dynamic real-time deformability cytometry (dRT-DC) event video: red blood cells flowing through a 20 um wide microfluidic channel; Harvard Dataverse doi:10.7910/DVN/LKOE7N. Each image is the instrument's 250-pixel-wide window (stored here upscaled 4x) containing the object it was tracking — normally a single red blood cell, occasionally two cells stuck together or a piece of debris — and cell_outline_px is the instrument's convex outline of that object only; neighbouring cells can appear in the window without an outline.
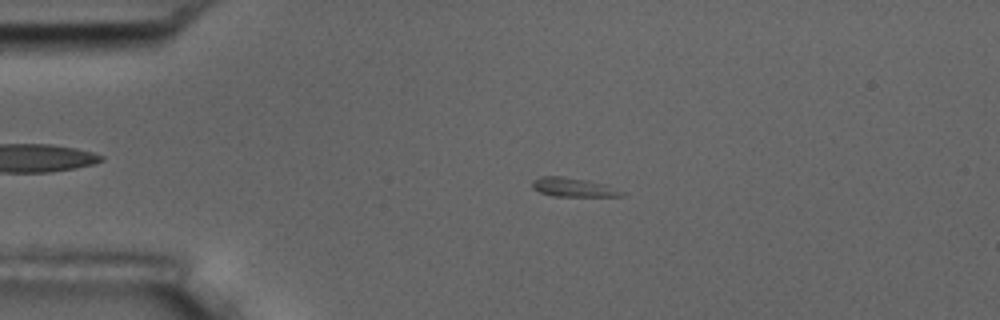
{"species": "common noctule bat (a hibernating species)", "species_latin": "Nyctalus noctula", "temperature_condition": "room temperature", "stored_images_in_passage": 55, "camera_frame_rate_fps": 3000, "um_per_image_px": 0.085, "animal": {"sex": "male", "body_mass_g": 17.5, "forearm_length_mm": 52.3}, "frame": {"image": 1, "passage_image": 12, "time_ms": 3.667, "image_size_px": [1000, 320], "cell_outline_px": [[628, 192], [624, 196], [552, 196], [540, 192], [532, 188], [532, 180], [540, 176], [564, 176], [588, 180], [604, 184]], "centroid_in_image_um": [48.75, 15.91], "position_along_channel_um": 36.3, "area_um2": 10.06}}
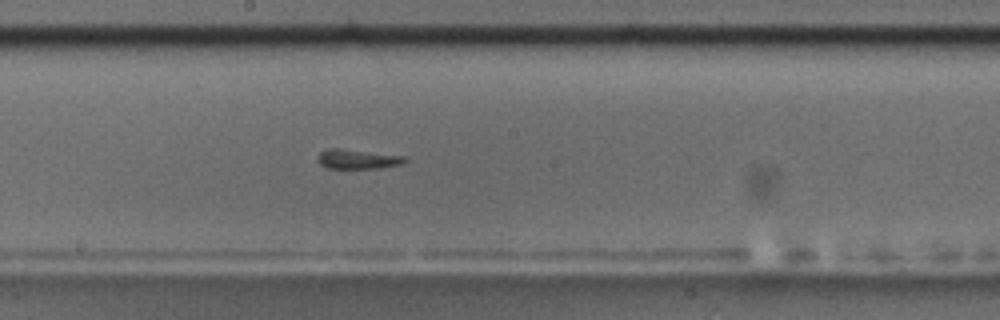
{"frame": {"image": 2, "passage_image": 30, "time_ms": 9.667, "image_size_px": [1000, 320], "cell_outline_px": [[408, 160], [400, 164], [380, 168], [324, 168], [316, 160], [316, 156], [320, 152], [328, 148], [340, 148], [404, 156]], "centroid_in_image_um": [30.32, 13.52], "position_along_channel_um": 217.9, "area_um2": 10.0}}
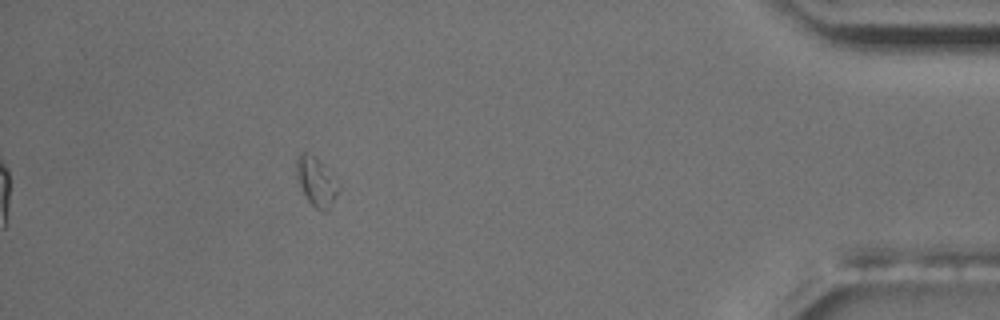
{"frame": {"image": 3, "passage_image": 50, "time_ms": 16.333, "image_size_px": [1000, 320], "cell_outline_px": [[340, 188], [328, 212], [324, 212], [316, 208], [308, 200], [296, 180], [296, 156], [304, 148], [316, 156], [340, 184]], "centroid_in_image_um": [26.86, 15.38], "position_along_channel_um": 408.3, "area_um2": 12.43}}